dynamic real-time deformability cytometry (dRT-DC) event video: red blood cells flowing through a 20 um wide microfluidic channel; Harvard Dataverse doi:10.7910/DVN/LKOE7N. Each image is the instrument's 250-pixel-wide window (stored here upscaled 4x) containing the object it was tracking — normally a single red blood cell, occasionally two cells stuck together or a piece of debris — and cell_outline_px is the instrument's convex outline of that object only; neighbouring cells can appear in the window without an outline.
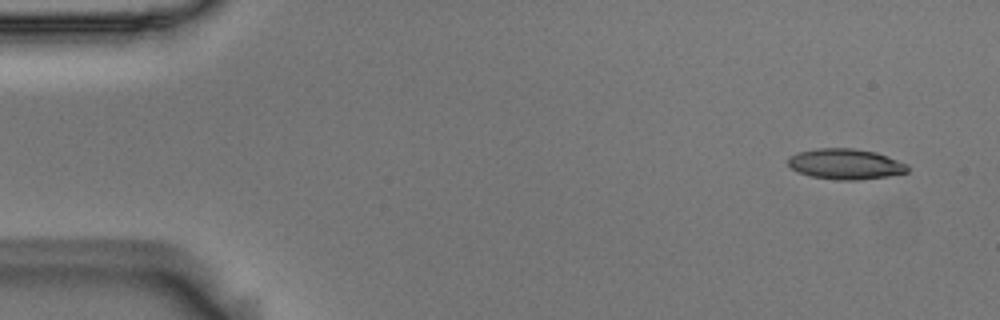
{"species": "Egyptian fruit bat (a non-hibernating species)", "species_latin": "Rousettus aegyptiacus", "temperature_condition": "room temperature", "stored_images_in_passage": 4, "camera_frame_rate_fps": 3000, "um_per_image_px": 0.085, "animal": {"sex": "male"}, "frame": {"image": 1, "passage_image": 1, "time_ms": 0.0, "image_size_px": [1000, 320], "cell_outline_px": [[908, 172], [888, 176], [856, 180], [836, 180], [812, 176], [796, 172], [788, 164], [788, 156], [796, 152], [816, 148], [852, 148], [876, 152], [888, 156], [908, 164]], "centroid_in_image_um": [71.85, 13.93], "position_along_channel_um": 13.2, "area_um2": 21.44}}
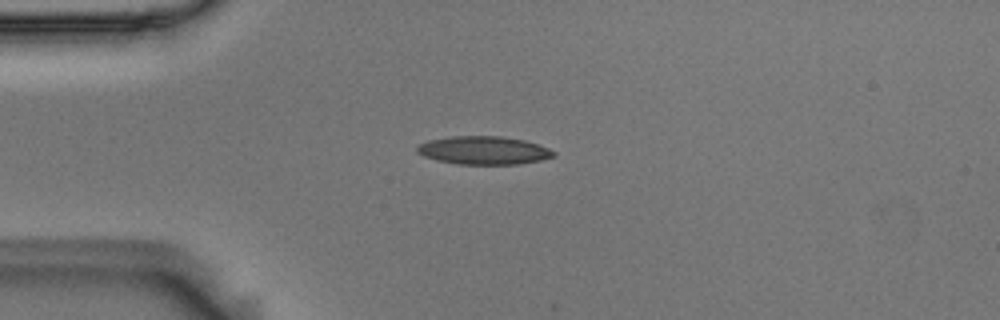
{"frame": {"image": 2, "passage_image": 4, "time_ms": 1.0, "image_size_px": [1000, 320], "cell_outline_px": [[556, 156], [540, 160], [516, 164], [456, 164], [436, 160], [424, 156], [416, 152], [416, 148], [420, 144], [428, 140], [448, 136], [500, 136], [524, 140], [548, 148], [556, 152]], "centroid_in_image_um": [41.09, 12.78], "position_along_channel_um": 43.9, "area_um2": 22.43}}